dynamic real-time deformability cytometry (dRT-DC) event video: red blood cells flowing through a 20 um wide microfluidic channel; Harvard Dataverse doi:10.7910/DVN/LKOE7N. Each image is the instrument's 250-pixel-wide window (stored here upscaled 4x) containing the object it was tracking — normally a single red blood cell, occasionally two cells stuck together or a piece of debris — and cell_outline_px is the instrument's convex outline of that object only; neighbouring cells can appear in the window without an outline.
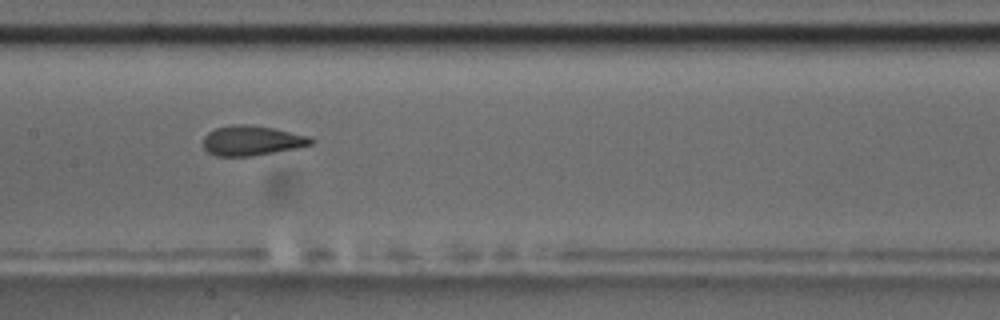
{"species": "common noctule bat (a hibernating species)", "species_latin": "Nyctalus noctula", "temperature_condition": "room temperature", "stored_images_in_passage": 7, "camera_frame_rate_fps": 3000, "um_per_image_px": 0.085, "animal": {"sex": "male", "body_mass_g": 17.5, "forearm_length_mm": 52.3}, "frame": {"image": 1, "passage_image": 4, "time_ms": 3.333, "image_size_px": [1000, 320], "cell_outline_px": [[316, 140], [312, 144], [296, 148], [252, 156], [216, 156], [208, 152], [204, 148], [204, 136], [208, 132], [216, 128], [232, 124], [248, 124], [272, 128], [312, 136]], "centroid_in_image_um": [21.43, 11.94], "position_along_channel_um": 186.0, "area_um2": 18.84}}